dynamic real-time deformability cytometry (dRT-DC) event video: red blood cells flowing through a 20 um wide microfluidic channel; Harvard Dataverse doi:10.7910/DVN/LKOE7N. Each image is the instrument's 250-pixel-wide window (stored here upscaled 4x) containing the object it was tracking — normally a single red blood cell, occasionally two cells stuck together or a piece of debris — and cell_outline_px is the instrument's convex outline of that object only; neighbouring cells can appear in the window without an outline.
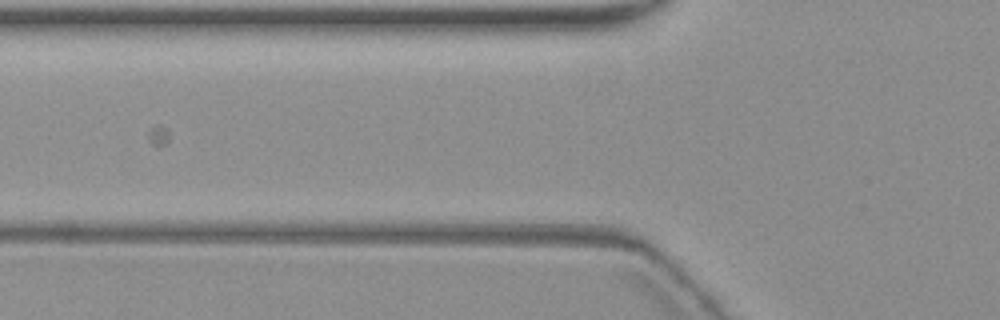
{"species": "common noctule bat (a hibernating species)", "species_latin": "Nyctalus noctula", "temperature_condition": "warm", "stored_images_in_passage": 3, "camera_frame_rate_fps": 3000, "um_per_image_px": 0.085, "animal": {"sex": "female", "body_mass_g": 19.3, "forearm_length_mm": 54.1}, "frame": {"image": 1, "passage_image": 2, "time_ms": 1.333, "image_size_px": [1000, 320], "cell_outline_px": [[632, 252], [484, 244], [488, 240], [496, 236], [572, 236], [616, 244], [632, 248]], "centroid_in_image_um": [47.38, 20.65], "position_along_channel_um": 78.4, "area_um2": 10.12}}